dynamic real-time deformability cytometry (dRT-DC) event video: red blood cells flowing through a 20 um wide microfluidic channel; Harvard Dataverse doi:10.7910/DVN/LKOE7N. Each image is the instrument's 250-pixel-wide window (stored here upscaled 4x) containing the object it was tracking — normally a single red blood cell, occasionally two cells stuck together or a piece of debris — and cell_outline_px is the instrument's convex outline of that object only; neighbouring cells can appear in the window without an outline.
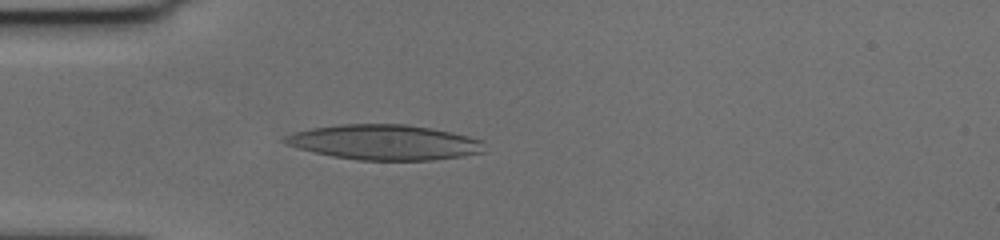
{"species": "human", "species_latin": "Homo sapiens", "temperature_condition": "cold", "stored_images_in_passage": 55, "camera_frame_rate_fps": 3000, "um_per_image_px": 0.085, "donor": {"sex": "female"}, "frame": {"image": 1, "passage_image": 15, "time_ms": 4.667, "image_size_px": [1000, 240], "cell_outline_px": [[484, 152], [460, 156], [428, 160], [360, 160], [332, 156], [300, 148], [288, 144], [280, 140], [284, 136], [296, 132], [312, 128], [340, 124], [404, 124], [432, 128], [468, 136], [480, 140]], "centroid_in_image_um": [32.65, 12.09], "position_along_channel_um": 52.3, "area_um2": 40.34}}
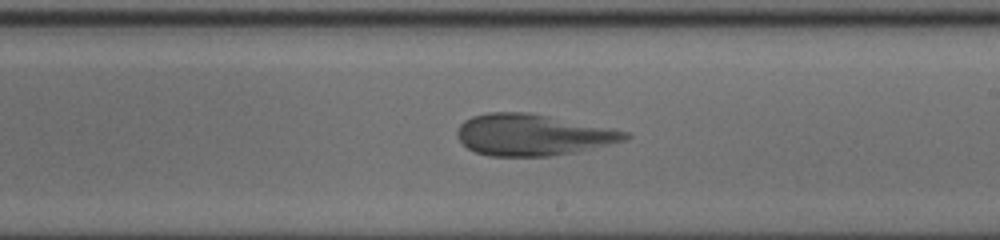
{"frame": {"image": 2, "passage_image": 32, "time_ms": 10.333, "image_size_px": [1000, 240], "cell_outline_px": [[632, 136], [624, 140], [576, 152], [548, 156], [488, 156], [476, 152], [468, 148], [456, 136], [456, 132], [460, 124], [464, 120], [472, 116], [488, 112], [528, 112], [612, 128], [628, 132]], "centroid_in_image_um": [45.24, 11.46], "position_along_channel_um": 243.8, "area_um2": 40.4}}
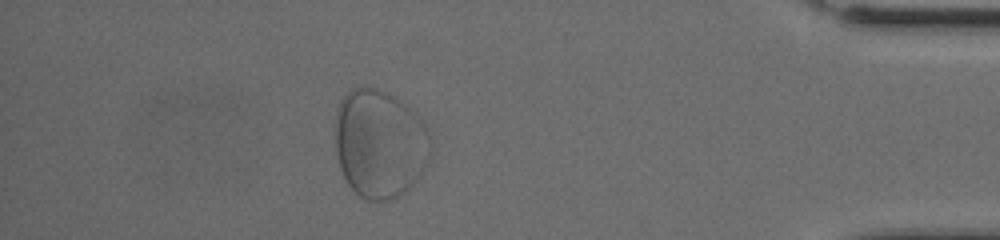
{"frame": {"image": 3, "passage_image": 49, "time_ms": 16.0, "image_size_px": [1000, 240], "cell_outline_px": [[420, 172], [412, 184], [404, 192], [392, 200], [368, 200], [360, 196], [348, 184], [340, 168], [336, 152], [336, 116], [340, 100], [344, 92], [360, 84], [376, 88], [388, 92], [404, 104], [412, 112]], "centroid_in_image_um": [31.96, 12.19], "position_along_channel_um": 403.2, "area_um2": 55.95}}